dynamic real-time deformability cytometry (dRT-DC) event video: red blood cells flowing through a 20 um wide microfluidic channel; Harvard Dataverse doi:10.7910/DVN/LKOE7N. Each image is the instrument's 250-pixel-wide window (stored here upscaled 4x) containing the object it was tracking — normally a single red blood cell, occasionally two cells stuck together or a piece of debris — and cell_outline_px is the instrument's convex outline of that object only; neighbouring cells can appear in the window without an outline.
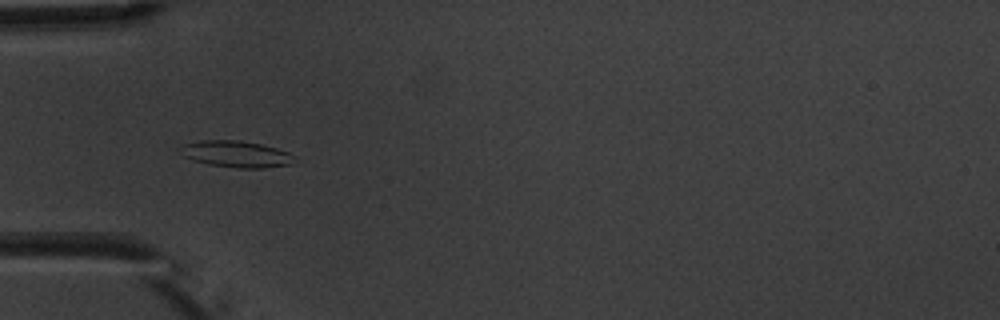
{"species": "common noctule bat (a hibernating species)", "species_latin": "Nyctalus noctula", "temperature_condition": "warm", "stored_images_in_passage": 6, "camera_frame_rate_fps": 3000, "um_per_image_px": 0.085, "animal": {"sex": "male", "body_mass_g": 20.1, "forearm_length_mm": 53.5}, "frame": {"image": 1, "passage_image": 5, "time_ms": 5.333, "image_size_px": [1000, 320], "cell_outline_px": [[296, 156], [288, 164], [264, 168], [236, 168], [208, 164], [192, 160], [184, 156], [176, 148], [184, 144], [200, 140], [240, 140], [260, 144], [276, 148], [288, 152]], "centroid_in_image_um": [20.0, 13.09], "position_along_channel_um": 65.0, "area_um2": 17.63}}